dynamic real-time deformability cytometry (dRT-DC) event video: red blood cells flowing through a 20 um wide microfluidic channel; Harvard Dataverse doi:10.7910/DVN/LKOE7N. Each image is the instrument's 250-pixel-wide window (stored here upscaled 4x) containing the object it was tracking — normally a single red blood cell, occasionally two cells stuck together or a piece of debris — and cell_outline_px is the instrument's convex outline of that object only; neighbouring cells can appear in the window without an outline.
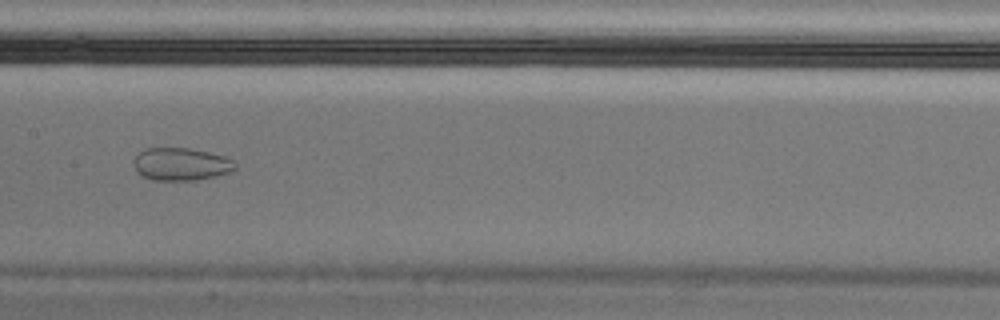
{"species": "Egyptian fruit bat (a non-hibernating species)", "species_latin": "Rousettus aegyptiacus", "temperature_condition": "cold", "stored_images_in_passage": 39, "camera_frame_rate_fps": 3000, "um_per_image_px": 0.085, "animal": {"sex": "male"}, "frame": {"image": 1, "passage_image": 12, "time_ms": 3.667, "image_size_px": [1000, 320], "cell_outline_px": [[236, 168], [232, 172], [216, 176], [196, 180], [152, 180], [140, 176], [136, 172], [132, 164], [132, 160], [144, 148], [188, 148], [208, 152], [224, 156], [232, 160], [236, 164]], "centroid_in_image_um": [15.35, 13.96], "position_along_channel_um": 192.0, "area_um2": 19.59}}